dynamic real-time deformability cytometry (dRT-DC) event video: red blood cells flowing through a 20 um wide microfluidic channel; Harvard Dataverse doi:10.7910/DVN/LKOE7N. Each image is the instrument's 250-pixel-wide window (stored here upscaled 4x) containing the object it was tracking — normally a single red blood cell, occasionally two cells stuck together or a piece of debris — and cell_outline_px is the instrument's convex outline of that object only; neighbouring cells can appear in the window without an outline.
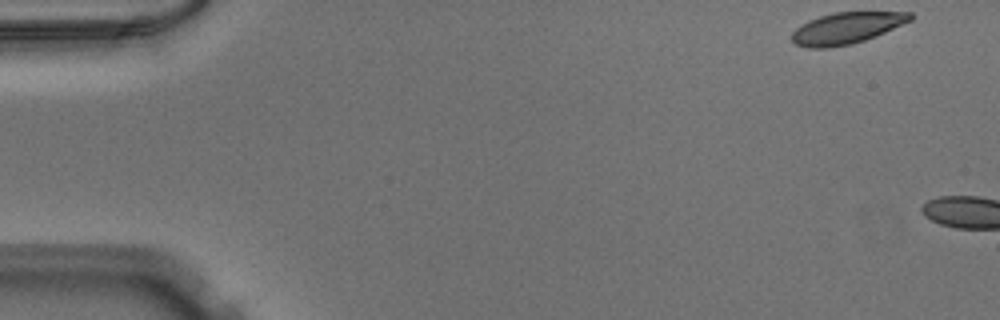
{"species": "Egyptian fruit bat (a non-hibernating species)", "species_latin": "Rousettus aegyptiacus", "temperature_condition": "warm", "stored_images_in_passage": 4, "camera_frame_rate_fps": 3000, "um_per_image_px": 0.085, "animal": {"sex": "male"}, "frame": {"image": 1, "passage_image": 1, "time_ms": 0.0, "image_size_px": [1000, 320], "cell_outline_px": [[912, 20], [884, 32], [864, 40], [848, 44], [828, 48], [808, 48], [796, 44], [792, 40], [792, 32], [796, 28], [808, 20], [820, 16], [836, 12], [912, 12]], "centroid_in_image_um": [71.93, 2.38], "position_along_channel_um": 13.1, "area_um2": 21.39}}